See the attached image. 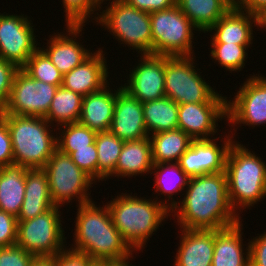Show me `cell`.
<instances>
[{
	"label": "cell",
	"instance_id": "6da1fadb",
	"mask_svg": "<svg viewBox=\"0 0 266 266\" xmlns=\"http://www.w3.org/2000/svg\"><path fill=\"white\" fill-rule=\"evenodd\" d=\"M179 197L182 200L171 211L179 228L221 230L242 220L229 202L225 171L191 177L183 196Z\"/></svg>",
	"mask_w": 266,
	"mask_h": 266
},
{
	"label": "cell",
	"instance_id": "7a4b0ae2",
	"mask_svg": "<svg viewBox=\"0 0 266 266\" xmlns=\"http://www.w3.org/2000/svg\"><path fill=\"white\" fill-rule=\"evenodd\" d=\"M96 203L77 206L70 249L87 254L97 264L131 261L136 252L114 226L109 207Z\"/></svg>",
	"mask_w": 266,
	"mask_h": 266
},
{
	"label": "cell",
	"instance_id": "3957f363",
	"mask_svg": "<svg viewBox=\"0 0 266 266\" xmlns=\"http://www.w3.org/2000/svg\"><path fill=\"white\" fill-rule=\"evenodd\" d=\"M132 195L121 193L114 199L106 202L109 207L114 226L121 233L124 240L136 252L142 251L146 243L153 234L156 235L157 229L163 226L168 216L172 220L171 212L164 204L147 197H138V194ZM148 198V199H147ZM162 224V225H161Z\"/></svg>",
	"mask_w": 266,
	"mask_h": 266
},
{
	"label": "cell",
	"instance_id": "277c9868",
	"mask_svg": "<svg viewBox=\"0 0 266 266\" xmlns=\"http://www.w3.org/2000/svg\"><path fill=\"white\" fill-rule=\"evenodd\" d=\"M225 172L228 198L232 209L240 216L266 198V162L245 144L234 141L229 148Z\"/></svg>",
	"mask_w": 266,
	"mask_h": 266
},
{
	"label": "cell",
	"instance_id": "5b68a950",
	"mask_svg": "<svg viewBox=\"0 0 266 266\" xmlns=\"http://www.w3.org/2000/svg\"><path fill=\"white\" fill-rule=\"evenodd\" d=\"M0 116L6 121L11 135L14 164L28 169H42L57 150L55 126L41 117L14 114Z\"/></svg>",
	"mask_w": 266,
	"mask_h": 266
},
{
	"label": "cell",
	"instance_id": "8992f818",
	"mask_svg": "<svg viewBox=\"0 0 266 266\" xmlns=\"http://www.w3.org/2000/svg\"><path fill=\"white\" fill-rule=\"evenodd\" d=\"M107 1H110L106 3ZM97 23L107 30L113 39L139 55L152 54V32L150 13L138 10L124 0H102Z\"/></svg>",
	"mask_w": 266,
	"mask_h": 266
},
{
	"label": "cell",
	"instance_id": "52a82bcc",
	"mask_svg": "<svg viewBox=\"0 0 266 266\" xmlns=\"http://www.w3.org/2000/svg\"><path fill=\"white\" fill-rule=\"evenodd\" d=\"M195 58L164 56L165 96L177 104L227 103L229 98L215 91L216 86H210L211 83L202 77Z\"/></svg>",
	"mask_w": 266,
	"mask_h": 266
},
{
	"label": "cell",
	"instance_id": "ba28073f",
	"mask_svg": "<svg viewBox=\"0 0 266 266\" xmlns=\"http://www.w3.org/2000/svg\"><path fill=\"white\" fill-rule=\"evenodd\" d=\"M152 55L195 56L194 33L199 30L179 6L150 13ZM196 31V32H195ZM194 43V46H193Z\"/></svg>",
	"mask_w": 266,
	"mask_h": 266
},
{
	"label": "cell",
	"instance_id": "9c48e42d",
	"mask_svg": "<svg viewBox=\"0 0 266 266\" xmlns=\"http://www.w3.org/2000/svg\"><path fill=\"white\" fill-rule=\"evenodd\" d=\"M42 169L48 177L50 195L55 206H71L70 203L75 200L76 206H79L93 200L90 188L96 182L69 155L57 149Z\"/></svg>",
	"mask_w": 266,
	"mask_h": 266
},
{
	"label": "cell",
	"instance_id": "30bf717a",
	"mask_svg": "<svg viewBox=\"0 0 266 266\" xmlns=\"http://www.w3.org/2000/svg\"><path fill=\"white\" fill-rule=\"evenodd\" d=\"M61 208L54 206L34 218L18 221L16 245L36 257H55L64 250L67 237Z\"/></svg>",
	"mask_w": 266,
	"mask_h": 266
},
{
	"label": "cell",
	"instance_id": "8fae6325",
	"mask_svg": "<svg viewBox=\"0 0 266 266\" xmlns=\"http://www.w3.org/2000/svg\"><path fill=\"white\" fill-rule=\"evenodd\" d=\"M246 78L236 95H233L234 98L227 99L226 124L230 125L232 136L239 126L255 128L266 124V76L253 73Z\"/></svg>",
	"mask_w": 266,
	"mask_h": 266
},
{
	"label": "cell",
	"instance_id": "7c38bea8",
	"mask_svg": "<svg viewBox=\"0 0 266 266\" xmlns=\"http://www.w3.org/2000/svg\"><path fill=\"white\" fill-rule=\"evenodd\" d=\"M58 86L31 78L22 69L14 76L10 98L0 114L46 118Z\"/></svg>",
	"mask_w": 266,
	"mask_h": 266
},
{
	"label": "cell",
	"instance_id": "4fadbf2b",
	"mask_svg": "<svg viewBox=\"0 0 266 266\" xmlns=\"http://www.w3.org/2000/svg\"><path fill=\"white\" fill-rule=\"evenodd\" d=\"M5 13H0V58L21 69L39 48L40 42L28 15Z\"/></svg>",
	"mask_w": 266,
	"mask_h": 266
},
{
	"label": "cell",
	"instance_id": "5bb4252c",
	"mask_svg": "<svg viewBox=\"0 0 266 266\" xmlns=\"http://www.w3.org/2000/svg\"><path fill=\"white\" fill-rule=\"evenodd\" d=\"M223 133L224 135H222ZM223 133L219 137L216 135V138L213 139L191 141L189 148L180 156L177 162L189 178L225 171L229 148L237 139H234L235 137L229 134L230 132H228V135L226 132ZM218 138L221 139L222 144L217 143Z\"/></svg>",
	"mask_w": 266,
	"mask_h": 266
},
{
	"label": "cell",
	"instance_id": "9a60e30c",
	"mask_svg": "<svg viewBox=\"0 0 266 266\" xmlns=\"http://www.w3.org/2000/svg\"><path fill=\"white\" fill-rule=\"evenodd\" d=\"M122 88L142 103L165 96L164 56L142 54Z\"/></svg>",
	"mask_w": 266,
	"mask_h": 266
},
{
	"label": "cell",
	"instance_id": "2e32d148",
	"mask_svg": "<svg viewBox=\"0 0 266 266\" xmlns=\"http://www.w3.org/2000/svg\"><path fill=\"white\" fill-rule=\"evenodd\" d=\"M86 24H65L66 33L57 32L49 35L47 44L40 49L49 57L53 65L64 75L86 60L94 50L84 47L80 41ZM84 29V30H83ZM83 33V34H82ZM81 36V37H80ZM79 37V38H78ZM78 40H77V39ZM80 40V41H79ZM47 47V48H46Z\"/></svg>",
	"mask_w": 266,
	"mask_h": 266
},
{
	"label": "cell",
	"instance_id": "e0dca14e",
	"mask_svg": "<svg viewBox=\"0 0 266 266\" xmlns=\"http://www.w3.org/2000/svg\"><path fill=\"white\" fill-rule=\"evenodd\" d=\"M223 119L227 120V103L178 104V128L193 140L216 138L217 122Z\"/></svg>",
	"mask_w": 266,
	"mask_h": 266
},
{
	"label": "cell",
	"instance_id": "ac0fdd59",
	"mask_svg": "<svg viewBox=\"0 0 266 266\" xmlns=\"http://www.w3.org/2000/svg\"><path fill=\"white\" fill-rule=\"evenodd\" d=\"M115 106L110 131L122 141H136L149 137L142 102L130 95L120 84L115 87Z\"/></svg>",
	"mask_w": 266,
	"mask_h": 266
},
{
	"label": "cell",
	"instance_id": "d6986e66",
	"mask_svg": "<svg viewBox=\"0 0 266 266\" xmlns=\"http://www.w3.org/2000/svg\"><path fill=\"white\" fill-rule=\"evenodd\" d=\"M103 48H98L80 65L64 74L62 86L85 97L108 85L111 82L110 71Z\"/></svg>",
	"mask_w": 266,
	"mask_h": 266
},
{
	"label": "cell",
	"instance_id": "ffe728a7",
	"mask_svg": "<svg viewBox=\"0 0 266 266\" xmlns=\"http://www.w3.org/2000/svg\"><path fill=\"white\" fill-rule=\"evenodd\" d=\"M255 27V14L232 6L206 33L212 32L210 43L252 45Z\"/></svg>",
	"mask_w": 266,
	"mask_h": 266
},
{
	"label": "cell",
	"instance_id": "44dd1931",
	"mask_svg": "<svg viewBox=\"0 0 266 266\" xmlns=\"http://www.w3.org/2000/svg\"><path fill=\"white\" fill-rule=\"evenodd\" d=\"M180 229L174 266H212L214 230Z\"/></svg>",
	"mask_w": 266,
	"mask_h": 266
},
{
	"label": "cell",
	"instance_id": "7402d4cb",
	"mask_svg": "<svg viewBox=\"0 0 266 266\" xmlns=\"http://www.w3.org/2000/svg\"><path fill=\"white\" fill-rule=\"evenodd\" d=\"M242 221L228 228L214 230L212 266H250L249 242L243 243Z\"/></svg>",
	"mask_w": 266,
	"mask_h": 266
},
{
	"label": "cell",
	"instance_id": "603a6c76",
	"mask_svg": "<svg viewBox=\"0 0 266 266\" xmlns=\"http://www.w3.org/2000/svg\"><path fill=\"white\" fill-rule=\"evenodd\" d=\"M109 86L110 84L98 92L83 97L81 114L78 121L81 125L96 132L110 130L117 90H113Z\"/></svg>",
	"mask_w": 266,
	"mask_h": 266
},
{
	"label": "cell",
	"instance_id": "cb8c5ba5",
	"mask_svg": "<svg viewBox=\"0 0 266 266\" xmlns=\"http://www.w3.org/2000/svg\"><path fill=\"white\" fill-rule=\"evenodd\" d=\"M153 167L151 142L149 137L136 140L125 141L119 155L115 171L106 179L112 177L132 178L143 174L151 175Z\"/></svg>",
	"mask_w": 266,
	"mask_h": 266
},
{
	"label": "cell",
	"instance_id": "d4e9b609",
	"mask_svg": "<svg viewBox=\"0 0 266 266\" xmlns=\"http://www.w3.org/2000/svg\"><path fill=\"white\" fill-rule=\"evenodd\" d=\"M54 206L46 173L43 169H28L25 179V196L17 217L18 221L34 218Z\"/></svg>",
	"mask_w": 266,
	"mask_h": 266
},
{
	"label": "cell",
	"instance_id": "484cf974",
	"mask_svg": "<svg viewBox=\"0 0 266 266\" xmlns=\"http://www.w3.org/2000/svg\"><path fill=\"white\" fill-rule=\"evenodd\" d=\"M151 174L154 175L155 185L152 186L156 194L154 199L164 204L171 212L178 204V199L176 201L173 196L184 194L183 192L188 186L190 178L180 168L178 163H153ZM162 196L166 197V199L161 198ZM159 198H161V201Z\"/></svg>",
	"mask_w": 266,
	"mask_h": 266
},
{
	"label": "cell",
	"instance_id": "4316f807",
	"mask_svg": "<svg viewBox=\"0 0 266 266\" xmlns=\"http://www.w3.org/2000/svg\"><path fill=\"white\" fill-rule=\"evenodd\" d=\"M28 168L11 164L0 168V210L18 217L25 196Z\"/></svg>",
	"mask_w": 266,
	"mask_h": 266
},
{
	"label": "cell",
	"instance_id": "83f0119b",
	"mask_svg": "<svg viewBox=\"0 0 266 266\" xmlns=\"http://www.w3.org/2000/svg\"><path fill=\"white\" fill-rule=\"evenodd\" d=\"M176 4L205 34L233 6V0H176Z\"/></svg>",
	"mask_w": 266,
	"mask_h": 266
},
{
	"label": "cell",
	"instance_id": "f1b7e54d",
	"mask_svg": "<svg viewBox=\"0 0 266 266\" xmlns=\"http://www.w3.org/2000/svg\"><path fill=\"white\" fill-rule=\"evenodd\" d=\"M149 139L151 142L152 161L155 164L177 163L193 140L179 128L154 133L149 136Z\"/></svg>",
	"mask_w": 266,
	"mask_h": 266
},
{
	"label": "cell",
	"instance_id": "f546056e",
	"mask_svg": "<svg viewBox=\"0 0 266 266\" xmlns=\"http://www.w3.org/2000/svg\"><path fill=\"white\" fill-rule=\"evenodd\" d=\"M147 132L150 135L178 128V104L164 96L142 103Z\"/></svg>",
	"mask_w": 266,
	"mask_h": 266
},
{
	"label": "cell",
	"instance_id": "4dcf8cb0",
	"mask_svg": "<svg viewBox=\"0 0 266 266\" xmlns=\"http://www.w3.org/2000/svg\"><path fill=\"white\" fill-rule=\"evenodd\" d=\"M82 100L83 96L59 86L45 119L55 128L63 124L78 122Z\"/></svg>",
	"mask_w": 266,
	"mask_h": 266
},
{
	"label": "cell",
	"instance_id": "1f68e13d",
	"mask_svg": "<svg viewBox=\"0 0 266 266\" xmlns=\"http://www.w3.org/2000/svg\"><path fill=\"white\" fill-rule=\"evenodd\" d=\"M123 145L124 141L119 139L110 130L97 132L95 146L98 156V182H105L115 171Z\"/></svg>",
	"mask_w": 266,
	"mask_h": 266
},
{
	"label": "cell",
	"instance_id": "d6a6232c",
	"mask_svg": "<svg viewBox=\"0 0 266 266\" xmlns=\"http://www.w3.org/2000/svg\"><path fill=\"white\" fill-rule=\"evenodd\" d=\"M57 149L70 155L76 149L89 148L95 142L97 132L79 122L58 126Z\"/></svg>",
	"mask_w": 266,
	"mask_h": 266
},
{
	"label": "cell",
	"instance_id": "836d02e7",
	"mask_svg": "<svg viewBox=\"0 0 266 266\" xmlns=\"http://www.w3.org/2000/svg\"><path fill=\"white\" fill-rule=\"evenodd\" d=\"M211 50L210 57L212 61L217 63L219 66L221 65L222 68L226 71L233 72H240L243 71L245 68V60L248 59V48L251 45H238V44H228V43H210ZM233 71V72H232Z\"/></svg>",
	"mask_w": 266,
	"mask_h": 266
},
{
	"label": "cell",
	"instance_id": "e575fe53",
	"mask_svg": "<svg viewBox=\"0 0 266 266\" xmlns=\"http://www.w3.org/2000/svg\"><path fill=\"white\" fill-rule=\"evenodd\" d=\"M21 69L33 79L58 87L62 86L63 74L40 48L31 55Z\"/></svg>",
	"mask_w": 266,
	"mask_h": 266
},
{
	"label": "cell",
	"instance_id": "d590c367",
	"mask_svg": "<svg viewBox=\"0 0 266 266\" xmlns=\"http://www.w3.org/2000/svg\"><path fill=\"white\" fill-rule=\"evenodd\" d=\"M61 2L66 24H88L93 21L96 23L99 11L103 7L102 0H62Z\"/></svg>",
	"mask_w": 266,
	"mask_h": 266
},
{
	"label": "cell",
	"instance_id": "8d00e7d4",
	"mask_svg": "<svg viewBox=\"0 0 266 266\" xmlns=\"http://www.w3.org/2000/svg\"><path fill=\"white\" fill-rule=\"evenodd\" d=\"M69 156L82 171L98 183V156L95 142L89 145V148L76 149Z\"/></svg>",
	"mask_w": 266,
	"mask_h": 266
},
{
	"label": "cell",
	"instance_id": "74e56055",
	"mask_svg": "<svg viewBox=\"0 0 266 266\" xmlns=\"http://www.w3.org/2000/svg\"><path fill=\"white\" fill-rule=\"evenodd\" d=\"M35 258L18 245L0 248V266H31Z\"/></svg>",
	"mask_w": 266,
	"mask_h": 266
},
{
	"label": "cell",
	"instance_id": "f35d334b",
	"mask_svg": "<svg viewBox=\"0 0 266 266\" xmlns=\"http://www.w3.org/2000/svg\"><path fill=\"white\" fill-rule=\"evenodd\" d=\"M18 70L14 63L0 58V111L10 98L13 79Z\"/></svg>",
	"mask_w": 266,
	"mask_h": 266
},
{
	"label": "cell",
	"instance_id": "ab89813d",
	"mask_svg": "<svg viewBox=\"0 0 266 266\" xmlns=\"http://www.w3.org/2000/svg\"><path fill=\"white\" fill-rule=\"evenodd\" d=\"M18 219L0 210V248L16 245Z\"/></svg>",
	"mask_w": 266,
	"mask_h": 266
},
{
	"label": "cell",
	"instance_id": "60d3db41",
	"mask_svg": "<svg viewBox=\"0 0 266 266\" xmlns=\"http://www.w3.org/2000/svg\"><path fill=\"white\" fill-rule=\"evenodd\" d=\"M67 246L55 256V266H96L97 263L85 253L74 251Z\"/></svg>",
	"mask_w": 266,
	"mask_h": 266
},
{
	"label": "cell",
	"instance_id": "b9f144b4",
	"mask_svg": "<svg viewBox=\"0 0 266 266\" xmlns=\"http://www.w3.org/2000/svg\"><path fill=\"white\" fill-rule=\"evenodd\" d=\"M257 235L249 239L250 266H266V231Z\"/></svg>",
	"mask_w": 266,
	"mask_h": 266
},
{
	"label": "cell",
	"instance_id": "7bdbcfd3",
	"mask_svg": "<svg viewBox=\"0 0 266 266\" xmlns=\"http://www.w3.org/2000/svg\"><path fill=\"white\" fill-rule=\"evenodd\" d=\"M14 164L11 135L6 121L0 116V168Z\"/></svg>",
	"mask_w": 266,
	"mask_h": 266
},
{
	"label": "cell",
	"instance_id": "ee69618b",
	"mask_svg": "<svg viewBox=\"0 0 266 266\" xmlns=\"http://www.w3.org/2000/svg\"><path fill=\"white\" fill-rule=\"evenodd\" d=\"M138 10L149 13L168 9L176 4V0H124Z\"/></svg>",
	"mask_w": 266,
	"mask_h": 266
},
{
	"label": "cell",
	"instance_id": "f6af8a7d",
	"mask_svg": "<svg viewBox=\"0 0 266 266\" xmlns=\"http://www.w3.org/2000/svg\"><path fill=\"white\" fill-rule=\"evenodd\" d=\"M266 4V0H233V6L239 10L255 14Z\"/></svg>",
	"mask_w": 266,
	"mask_h": 266
},
{
	"label": "cell",
	"instance_id": "bcb514c9",
	"mask_svg": "<svg viewBox=\"0 0 266 266\" xmlns=\"http://www.w3.org/2000/svg\"><path fill=\"white\" fill-rule=\"evenodd\" d=\"M255 16L257 25L256 29L259 31H262L263 29L266 32V4L255 13Z\"/></svg>",
	"mask_w": 266,
	"mask_h": 266
},
{
	"label": "cell",
	"instance_id": "7dc6e473",
	"mask_svg": "<svg viewBox=\"0 0 266 266\" xmlns=\"http://www.w3.org/2000/svg\"><path fill=\"white\" fill-rule=\"evenodd\" d=\"M31 266H55V257H36Z\"/></svg>",
	"mask_w": 266,
	"mask_h": 266
},
{
	"label": "cell",
	"instance_id": "c3c4849f",
	"mask_svg": "<svg viewBox=\"0 0 266 266\" xmlns=\"http://www.w3.org/2000/svg\"><path fill=\"white\" fill-rule=\"evenodd\" d=\"M102 266H135L130 263L129 260L122 261V262H109V263H102Z\"/></svg>",
	"mask_w": 266,
	"mask_h": 266
}]
</instances>
